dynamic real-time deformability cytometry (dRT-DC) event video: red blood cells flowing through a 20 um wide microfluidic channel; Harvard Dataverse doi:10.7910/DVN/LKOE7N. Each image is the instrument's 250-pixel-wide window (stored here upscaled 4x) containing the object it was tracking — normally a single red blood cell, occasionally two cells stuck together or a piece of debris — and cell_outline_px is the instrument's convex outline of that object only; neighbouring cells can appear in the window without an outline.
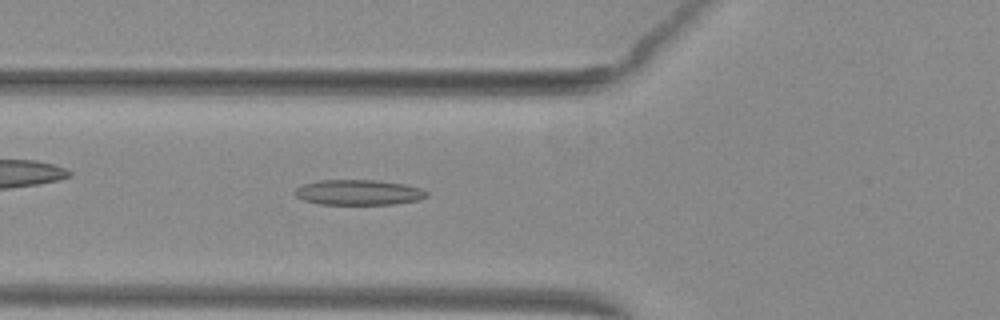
{"species": "common noctule bat (a hibernating species)", "species_latin": "Nyctalus noctula", "temperature_condition": "warm", "stored_images_in_passage": 52, "camera_frame_rate_fps": 3000, "um_per_image_px": 0.085, "animal": {"sex": "female", "body_mass_g": 29.2, "forearm_length_mm": 56.3}, "frame": {"image": 1, "passage_image": 20, "time_ms": 6.333, "image_size_px": [1000, 320], "cell_outline_px": [[428, 196], [420, 200], [392, 204], [320, 204], [304, 200], [296, 196], [292, 192], [296, 188], [304, 184], [320, 180], [380, 180], [404, 184], [420, 188], [428, 192]], "centroid_in_image_um": [30.49, 16.35], "position_along_channel_um": 95.3, "area_um2": 19.48}}
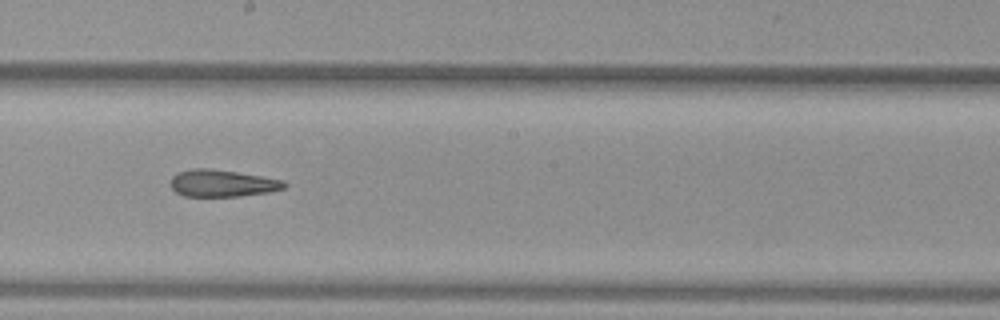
{"frame": {"image": 2, "passage_image": 30, "time_ms": 9.667, "image_size_px": [1000, 320], "cell_outline_px": [[288, 184], [284, 188], [268, 192], [240, 196], [184, 196], [176, 192], [172, 188], [172, 176], [180, 172], [192, 168], [208, 168], [236, 172], [284, 180]], "centroid_in_image_um": [18.91, 15.58], "position_along_channel_um": 229.3, "area_um2": 17.69}}
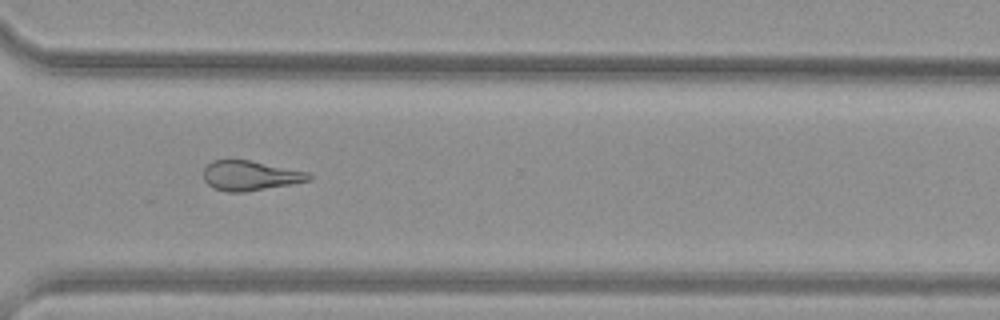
{"frame": {"image": 3, "passage_image": 39, "time_ms": 12.667, "image_size_px": [1000, 320], "cell_outline_px": [[312, 180], [292, 184], [244, 192], [228, 192], [212, 188], [204, 180], [204, 168], [212, 160], [248, 160], [308, 172], [312, 176]], "centroid_in_image_um": [21.26, 14.94], "position_along_channel_um": 349.3, "area_um2": 18.21}, "authors_computed_cell_mechanics": {"area_um2": 19.7387, "velocity_mm_per_s": 4.0107, "shape_relaxation_time_tau1_ms": null, "shape_relaxation_time_tau2_ms": 4.0351, "deformation_change_tau1": null, "deformation_change_tau2": 0.148}}